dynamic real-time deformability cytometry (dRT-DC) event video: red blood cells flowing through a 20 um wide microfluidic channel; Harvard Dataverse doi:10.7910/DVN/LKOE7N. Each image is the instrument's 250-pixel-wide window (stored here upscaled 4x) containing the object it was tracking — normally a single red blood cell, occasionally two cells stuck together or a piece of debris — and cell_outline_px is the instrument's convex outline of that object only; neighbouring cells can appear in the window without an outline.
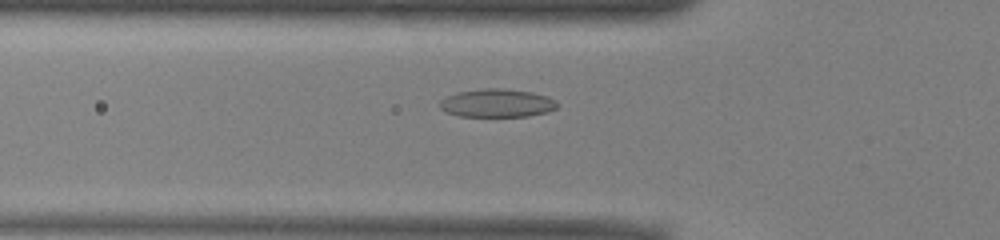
{"species": "common noctule bat (a hibernating species)", "species_latin": "Nyctalus noctula", "temperature_condition": "warm", "stored_images_in_passage": 33, "camera_frame_rate_fps": 3000, "um_per_image_px": 0.085, "animal": {"sex": "male", "body_mass_g": 13.0, "forearm_length_mm": 53.1}, "frame": {"image": 1, "passage_image": 3, "time_ms": 0.667, "image_size_px": [1000, 240], "cell_outline_px": [[560, 104], [556, 108], [548, 112], [528, 116], [460, 116], [448, 112], [440, 108], [440, 100], [456, 92], [484, 88], [500, 88], [532, 92], [548, 96], [556, 100]], "centroid_in_image_um": [42.29, 8.76], "position_along_channel_um": 83.5, "area_um2": 19.36}}
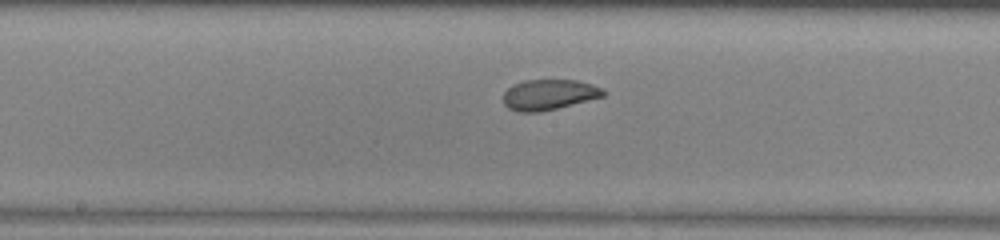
{"frame": {"image": 2, "passage_image": 12, "time_ms": 3.667, "image_size_px": [1000, 240], "cell_outline_px": [[608, 92], [604, 96], [540, 112], [520, 112], [508, 108], [504, 104], [504, 92], [512, 84], [524, 80], [576, 80], [592, 84], [604, 88]], "centroid_in_image_um": [46.67, 8.03], "position_along_channel_um": 201.5, "area_um2": 17.8}}
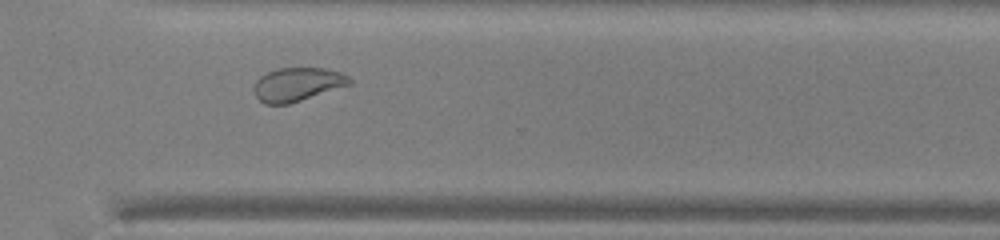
{"frame": {"image": 3, "passage_image": 23, "time_ms": 7.333, "image_size_px": [1000, 240], "cell_outline_px": [[352, 84], [288, 104], [264, 104], [256, 96], [252, 88], [256, 80], [260, 76], [268, 72], [280, 68], [324, 68], [340, 72], [348, 76], [352, 80]], "centroid_in_image_um": [25.27, 7.17], "position_along_channel_um": 345.3, "area_um2": 18.67}, "authors_computed_cell_mechanics": {"area_um2": 18.496, "velocity_mm_per_s": 3.9207, "shape_relaxation_time_tau1_ms": 5.7099, "shape_relaxation_time_tau2_ms": 1.4919, "deformation_change_tau1": 0.1479, "deformation_change_tau2": 0.0676}}